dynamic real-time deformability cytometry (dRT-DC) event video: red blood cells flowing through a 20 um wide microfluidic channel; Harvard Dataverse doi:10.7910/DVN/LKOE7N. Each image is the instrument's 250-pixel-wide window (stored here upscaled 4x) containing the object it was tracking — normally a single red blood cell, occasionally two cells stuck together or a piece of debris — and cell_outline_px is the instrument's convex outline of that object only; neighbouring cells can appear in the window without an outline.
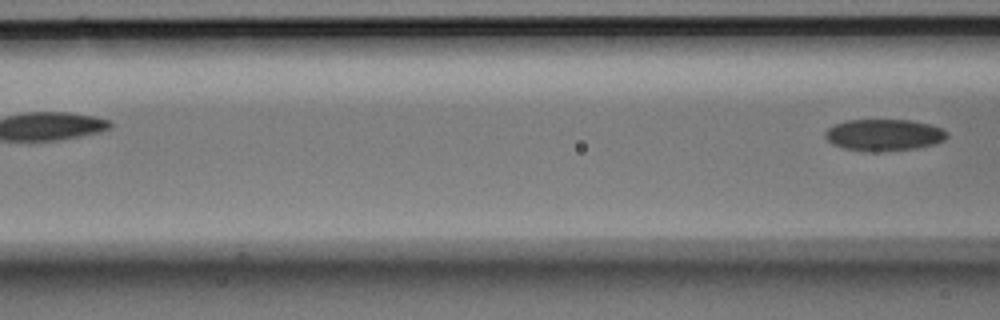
{"species": "Egyptian fruit bat (a non-hibernating species)", "species_latin": "Rousettus aegyptiacus", "temperature_condition": "room temperature", "stored_images_in_passage": 3, "camera_frame_rate_fps": 3000, "um_per_image_px": 0.085, "animal": {"sex": "male"}, "frame": {"image": 1, "passage_image": 3, "time_ms": 0.667, "image_size_px": [1000, 320], "cell_outline_px": [[948, 136], [944, 140], [932, 144], [916, 148], [844, 148], [832, 144], [824, 136], [824, 132], [828, 128], [844, 120], [908, 120], [928, 124], [940, 128], [948, 132]], "centroid_in_image_um": [75.13, 11.41], "position_along_channel_um": 91.5, "area_um2": 21.27}}